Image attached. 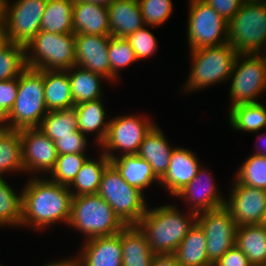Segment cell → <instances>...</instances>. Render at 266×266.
I'll return each instance as SVG.
<instances>
[{
  "label": "cell",
  "mask_w": 266,
  "mask_h": 266,
  "mask_svg": "<svg viewBox=\"0 0 266 266\" xmlns=\"http://www.w3.org/2000/svg\"><path fill=\"white\" fill-rule=\"evenodd\" d=\"M22 188L21 227L38 233L52 225L68 226L73 194L68 186L45 177H28Z\"/></svg>",
  "instance_id": "cell-1"
},
{
  "label": "cell",
  "mask_w": 266,
  "mask_h": 266,
  "mask_svg": "<svg viewBox=\"0 0 266 266\" xmlns=\"http://www.w3.org/2000/svg\"><path fill=\"white\" fill-rule=\"evenodd\" d=\"M196 220V213L165 203L148 206L136 226L146 237L154 254H169L175 253Z\"/></svg>",
  "instance_id": "cell-2"
},
{
  "label": "cell",
  "mask_w": 266,
  "mask_h": 266,
  "mask_svg": "<svg viewBox=\"0 0 266 266\" xmlns=\"http://www.w3.org/2000/svg\"><path fill=\"white\" fill-rule=\"evenodd\" d=\"M190 52L189 74L181 87V94L199 92L221 83H227L238 53L229 43L204 47Z\"/></svg>",
  "instance_id": "cell-3"
},
{
  "label": "cell",
  "mask_w": 266,
  "mask_h": 266,
  "mask_svg": "<svg viewBox=\"0 0 266 266\" xmlns=\"http://www.w3.org/2000/svg\"><path fill=\"white\" fill-rule=\"evenodd\" d=\"M48 112L44 97V70L27 67L18 77L14 106L1 126L13 130L38 128Z\"/></svg>",
  "instance_id": "cell-4"
},
{
  "label": "cell",
  "mask_w": 266,
  "mask_h": 266,
  "mask_svg": "<svg viewBox=\"0 0 266 266\" xmlns=\"http://www.w3.org/2000/svg\"><path fill=\"white\" fill-rule=\"evenodd\" d=\"M68 226L78 230L85 241L118 234L126 225L102 197L90 194L73 197Z\"/></svg>",
  "instance_id": "cell-5"
},
{
  "label": "cell",
  "mask_w": 266,
  "mask_h": 266,
  "mask_svg": "<svg viewBox=\"0 0 266 266\" xmlns=\"http://www.w3.org/2000/svg\"><path fill=\"white\" fill-rule=\"evenodd\" d=\"M227 40L238 54L266 52V0H244L228 21Z\"/></svg>",
  "instance_id": "cell-6"
},
{
  "label": "cell",
  "mask_w": 266,
  "mask_h": 266,
  "mask_svg": "<svg viewBox=\"0 0 266 266\" xmlns=\"http://www.w3.org/2000/svg\"><path fill=\"white\" fill-rule=\"evenodd\" d=\"M27 67L66 71L75 65V33L40 30L26 45Z\"/></svg>",
  "instance_id": "cell-7"
},
{
  "label": "cell",
  "mask_w": 266,
  "mask_h": 266,
  "mask_svg": "<svg viewBox=\"0 0 266 266\" xmlns=\"http://www.w3.org/2000/svg\"><path fill=\"white\" fill-rule=\"evenodd\" d=\"M97 194L112 207L126 226L136 225L150 205L146 194L129 185L111 163L103 171Z\"/></svg>",
  "instance_id": "cell-8"
},
{
  "label": "cell",
  "mask_w": 266,
  "mask_h": 266,
  "mask_svg": "<svg viewBox=\"0 0 266 266\" xmlns=\"http://www.w3.org/2000/svg\"><path fill=\"white\" fill-rule=\"evenodd\" d=\"M228 82L229 110L239 104L259 102L266 91V54H238Z\"/></svg>",
  "instance_id": "cell-9"
},
{
  "label": "cell",
  "mask_w": 266,
  "mask_h": 266,
  "mask_svg": "<svg viewBox=\"0 0 266 266\" xmlns=\"http://www.w3.org/2000/svg\"><path fill=\"white\" fill-rule=\"evenodd\" d=\"M135 114H121L110 119L106 138L98 148L109 159L138 154L145 135L156 123L146 114Z\"/></svg>",
  "instance_id": "cell-10"
},
{
  "label": "cell",
  "mask_w": 266,
  "mask_h": 266,
  "mask_svg": "<svg viewBox=\"0 0 266 266\" xmlns=\"http://www.w3.org/2000/svg\"><path fill=\"white\" fill-rule=\"evenodd\" d=\"M186 37L189 51L228 43V22L203 0H188Z\"/></svg>",
  "instance_id": "cell-11"
},
{
  "label": "cell",
  "mask_w": 266,
  "mask_h": 266,
  "mask_svg": "<svg viewBox=\"0 0 266 266\" xmlns=\"http://www.w3.org/2000/svg\"><path fill=\"white\" fill-rule=\"evenodd\" d=\"M196 223L205 234L208 260L215 265L235 246L237 224L224 206L197 214Z\"/></svg>",
  "instance_id": "cell-12"
},
{
  "label": "cell",
  "mask_w": 266,
  "mask_h": 266,
  "mask_svg": "<svg viewBox=\"0 0 266 266\" xmlns=\"http://www.w3.org/2000/svg\"><path fill=\"white\" fill-rule=\"evenodd\" d=\"M47 1H5L4 19L10 42L25 46L40 31Z\"/></svg>",
  "instance_id": "cell-13"
},
{
  "label": "cell",
  "mask_w": 266,
  "mask_h": 266,
  "mask_svg": "<svg viewBox=\"0 0 266 266\" xmlns=\"http://www.w3.org/2000/svg\"><path fill=\"white\" fill-rule=\"evenodd\" d=\"M19 132L24 172L28 177H45L54 168L57 160L55 142L39 128H26Z\"/></svg>",
  "instance_id": "cell-14"
},
{
  "label": "cell",
  "mask_w": 266,
  "mask_h": 266,
  "mask_svg": "<svg viewBox=\"0 0 266 266\" xmlns=\"http://www.w3.org/2000/svg\"><path fill=\"white\" fill-rule=\"evenodd\" d=\"M224 207L237 226L259 225L266 209V190L239 183L232 178Z\"/></svg>",
  "instance_id": "cell-15"
},
{
  "label": "cell",
  "mask_w": 266,
  "mask_h": 266,
  "mask_svg": "<svg viewBox=\"0 0 266 266\" xmlns=\"http://www.w3.org/2000/svg\"><path fill=\"white\" fill-rule=\"evenodd\" d=\"M203 165L197 175L173 198H179L185 209L196 214L223 207L225 196L219 190L211 170ZM215 180V181H214Z\"/></svg>",
  "instance_id": "cell-16"
},
{
  "label": "cell",
  "mask_w": 266,
  "mask_h": 266,
  "mask_svg": "<svg viewBox=\"0 0 266 266\" xmlns=\"http://www.w3.org/2000/svg\"><path fill=\"white\" fill-rule=\"evenodd\" d=\"M111 35L75 34V66L102 75L111 85L108 44Z\"/></svg>",
  "instance_id": "cell-17"
},
{
  "label": "cell",
  "mask_w": 266,
  "mask_h": 266,
  "mask_svg": "<svg viewBox=\"0 0 266 266\" xmlns=\"http://www.w3.org/2000/svg\"><path fill=\"white\" fill-rule=\"evenodd\" d=\"M195 153L184 146H176L173 149L169 168L159 180V185L164 187L172 198L192 181L202 166Z\"/></svg>",
  "instance_id": "cell-18"
},
{
  "label": "cell",
  "mask_w": 266,
  "mask_h": 266,
  "mask_svg": "<svg viewBox=\"0 0 266 266\" xmlns=\"http://www.w3.org/2000/svg\"><path fill=\"white\" fill-rule=\"evenodd\" d=\"M82 243L78 253L76 252L81 266H123L121 231L112 236L95 237Z\"/></svg>",
  "instance_id": "cell-19"
},
{
  "label": "cell",
  "mask_w": 266,
  "mask_h": 266,
  "mask_svg": "<svg viewBox=\"0 0 266 266\" xmlns=\"http://www.w3.org/2000/svg\"><path fill=\"white\" fill-rule=\"evenodd\" d=\"M103 98L75 105L78 121V130L87 138L94 136L93 143L98 148L104 142L110 119ZM93 134V135H92ZM97 134V135H96Z\"/></svg>",
  "instance_id": "cell-20"
},
{
  "label": "cell",
  "mask_w": 266,
  "mask_h": 266,
  "mask_svg": "<svg viewBox=\"0 0 266 266\" xmlns=\"http://www.w3.org/2000/svg\"><path fill=\"white\" fill-rule=\"evenodd\" d=\"M167 138L160 126L155 124L145 135L137 154L151 165L159 180L169 168L170 156L176 147L174 144L172 146Z\"/></svg>",
  "instance_id": "cell-21"
},
{
  "label": "cell",
  "mask_w": 266,
  "mask_h": 266,
  "mask_svg": "<svg viewBox=\"0 0 266 266\" xmlns=\"http://www.w3.org/2000/svg\"><path fill=\"white\" fill-rule=\"evenodd\" d=\"M73 33L111 35L108 6L74 0Z\"/></svg>",
  "instance_id": "cell-22"
},
{
  "label": "cell",
  "mask_w": 266,
  "mask_h": 266,
  "mask_svg": "<svg viewBox=\"0 0 266 266\" xmlns=\"http://www.w3.org/2000/svg\"><path fill=\"white\" fill-rule=\"evenodd\" d=\"M111 36L125 38L145 24L138 0H115L108 6Z\"/></svg>",
  "instance_id": "cell-23"
},
{
  "label": "cell",
  "mask_w": 266,
  "mask_h": 266,
  "mask_svg": "<svg viewBox=\"0 0 266 266\" xmlns=\"http://www.w3.org/2000/svg\"><path fill=\"white\" fill-rule=\"evenodd\" d=\"M110 163L129 185L137 187L145 194L148 188L154 186V183L159 186V179L154 174L151 165L137 154L110 159Z\"/></svg>",
  "instance_id": "cell-24"
},
{
  "label": "cell",
  "mask_w": 266,
  "mask_h": 266,
  "mask_svg": "<svg viewBox=\"0 0 266 266\" xmlns=\"http://www.w3.org/2000/svg\"><path fill=\"white\" fill-rule=\"evenodd\" d=\"M68 76L74 105L104 98L101 83L110 84L102 75L75 65L68 70Z\"/></svg>",
  "instance_id": "cell-25"
},
{
  "label": "cell",
  "mask_w": 266,
  "mask_h": 266,
  "mask_svg": "<svg viewBox=\"0 0 266 266\" xmlns=\"http://www.w3.org/2000/svg\"><path fill=\"white\" fill-rule=\"evenodd\" d=\"M121 246L123 266H151L155 254L136 225H128L121 230Z\"/></svg>",
  "instance_id": "cell-26"
},
{
  "label": "cell",
  "mask_w": 266,
  "mask_h": 266,
  "mask_svg": "<svg viewBox=\"0 0 266 266\" xmlns=\"http://www.w3.org/2000/svg\"><path fill=\"white\" fill-rule=\"evenodd\" d=\"M97 151V157L89 156L68 186L73 197L97 194L103 171L110 164V159L100 149Z\"/></svg>",
  "instance_id": "cell-27"
},
{
  "label": "cell",
  "mask_w": 266,
  "mask_h": 266,
  "mask_svg": "<svg viewBox=\"0 0 266 266\" xmlns=\"http://www.w3.org/2000/svg\"><path fill=\"white\" fill-rule=\"evenodd\" d=\"M44 97L48 111L74 107L68 70H44Z\"/></svg>",
  "instance_id": "cell-28"
},
{
  "label": "cell",
  "mask_w": 266,
  "mask_h": 266,
  "mask_svg": "<svg viewBox=\"0 0 266 266\" xmlns=\"http://www.w3.org/2000/svg\"><path fill=\"white\" fill-rule=\"evenodd\" d=\"M235 246L252 266H266V229L260 224L237 226Z\"/></svg>",
  "instance_id": "cell-29"
},
{
  "label": "cell",
  "mask_w": 266,
  "mask_h": 266,
  "mask_svg": "<svg viewBox=\"0 0 266 266\" xmlns=\"http://www.w3.org/2000/svg\"><path fill=\"white\" fill-rule=\"evenodd\" d=\"M12 173L25 174L20 132L0 125V176Z\"/></svg>",
  "instance_id": "cell-30"
},
{
  "label": "cell",
  "mask_w": 266,
  "mask_h": 266,
  "mask_svg": "<svg viewBox=\"0 0 266 266\" xmlns=\"http://www.w3.org/2000/svg\"><path fill=\"white\" fill-rule=\"evenodd\" d=\"M180 266H213L207 256L206 238L195 223L175 251Z\"/></svg>",
  "instance_id": "cell-31"
},
{
  "label": "cell",
  "mask_w": 266,
  "mask_h": 266,
  "mask_svg": "<svg viewBox=\"0 0 266 266\" xmlns=\"http://www.w3.org/2000/svg\"><path fill=\"white\" fill-rule=\"evenodd\" d=\"M228 113L227 123L232 132L254 134L266 129V114L260 102L233 106Z\"/></svg>",
  "instance_id": "cell-32"
},
{
  "label": "cell",
  "mask_w": 266,
  "mask_h": 266,
  "mask_svg": "<svg viewBox=\"0 0 266 266\" xmlns=\"http://www.w3.org/2000/svg\"><path fill=\"white\" fill-rule=\"evenodd\" d=\"M74 0H48L41 18L40 30L51 33H73Z\"/></svg>",
  "instance_id": "cell-33"
},
{
  "label": "cell",
  "mask_w": 266,
  "mask_h": 266,
  "mask_svg": "<svg viewBox=\"0 0 266 266\" xmlns=\"http://www.w3.org/2000/svg\"><path fill=\"white\" fill-rule=\"evenodd\" d=\"M10 185L0 176V228H21L22 189L19 192Z\"/></svg>",
  "instance_id": "cell-34"
},
{
  "label": "cell",
  "mask_w": 266,
  "mask_h": 266,
  "mask_svg": "<svg viewBox=\"0 0 266 266\" xmlns=\"http://www.w3.org/2000/svg\"><path fill=\"white\" fill-rule=\"evenodd\" d=\"M38 128L53 141L59 137L73 136L78 131L75 108L49 111Z\"/></svg>",
  "instance_id": "cell-35"
},
{
  "label": "cell",
  "mask_w": 266,
  "mask_h": 266,
  "mask_svg": "<svg viewBox=\"0 0 266 266\" xmlns=\"http://www.w3.org/2000/svg\"><path fill=\"white\" fill-rule=\"evenodd\" d=\"M108 56L111 66V84H114L115 81L117 84V81L122 78L119 76L121 69L124 70L125 67L128 68L139 62L126 38L111 36L108 44Z\"/></svg>",
  "instance_id": "cell-36"
},
{
  "label": "cell",
  "mask_w": 266,
  "mask_h": 266,
  "mask_svg": "<svg viewBox=\"0 0 266 266\" xmlns=\"http://www.w3.org/2000/svg\"><path fill=\"white\" fill-rule=\"evenodd\" d=\"M243 161L234 178L243 185L266 190V157L252 153Z\"/></svg>",
  "instance_id": "cell-37"
},
{
  "label": "cell",
  "mask_w": 266,
  "mask_h": 266,
  "mask_svg": "<svg viewBox=\"0 0 266 266\" xmlns=\"http://www.w3.org/2000/svg\"><path fill=\"white\" fill-rule=\"evenodd\" d=\"M26 68L25 46L11 42L0 49V81L18 78Z\"/></svg>",
  "instance_id": "cell-38"
},
{
  "label": "cell",
  "mask_w": 266,
  "mask_h": 266,
  "mask_svg": "<svg viewBox=\"0 0 266 266\" xmlns=\"http://www.w3.org/2000/svg\"><path fill=\"white\" fill-rule=\"evenodd\" d=\"M89 156L80 153L58 155L54 168L46 177L60 185L69 186Z\"/></svg>",
  "instance_id": "cell-39"
},
{
  "label": "cell",
  "mask_w": 266,
  "mask_h": 266,
  "mask_svg": "<svg viewBox=\"0 0 266 266\" xmlns=\"http://www.w3.org/2000/svg\"><path fill=\"white\" fill-rule=\"evenodd\" d=\"M144 24L151 27H160L173 14L172 0H138Z\"/></svg>",
  "instance_id": "cell-40"
},
{
  "label": "cell",
  "mask_w": 266,
  "mask_h": 266,
  "mask_svg": "<svg viewBox=\"0 0 266 266\" xmlns=\"http://www.w3.org/2000/svg\"><path fill=\"white\" fill-rule=\"evenodd\" d=\"M148 27L151 28V26L144 25L142 28L125 37L134 50L138 61L151 58L159 50V41Z\"/></svg>",
  "instance_id": "cell-41"
},
{
  "label": "cell",
  "mask_w": 266,
  "mask_h": 266,
  "mask_svg": "<svg viewBox=\"0 0 266 266\" xmlns=\"http://www.w3.org/2000/svg\"><path fill=\"white\" fill-rule=\"evenodd\" d=\"M89 138H87L81 131H76L73 136H65L57 138L55 142L56 151L58 155L63 154H89Z\"/></svg>",
  "instance_id": "cell-42"
},
{
  "label": "cell",
  "mask_w": 266,
  "mask_h": 266,
  "mask_svg": "<svg viewBox=\"0 0 266 266\" xmlns=\"http://www.w3.org/2000/svg\"><path fill=\"white\" fill-rule=\"evenodd\" d=\"M18 91V78L0 81V125L13 108Z\"/></svg>",
  "instance_id": "cell-43"
},
{
  "label": "cell",
  "mask_w": 266,
  "mask_h": 266,
  "mask_svg": "<svg viewBox=\"0 0 266 266\" xmlns=\"http://www.w3.org/2000/svg\"><path fill=\"white\" fill-rule=\"evenodd\" d=\"M213 7L227 22L240 10L244 0H203Z\"/></svg>",
  "instance_id": "cell-44"
},
{
  "label": "cell",
  "mask_w": 266,
  "mask_h": 266,
  "mask_svg": "<svg viewBox=\"0 0 266 266\" xmlns=\"http://www.w3.org/2000/svg\"><path fill=\"white\" fill-rule=\"evenodd\" d=\"M213 266H252L247 256L236 246L229 249Z\"/></svg>",
  "instance_id": "cell-45"
},
{
  "label": "cell",
  "mask_w": 266,
  "mask_h": 266,
  "mask_svg": "<svg viewBox=\"0 0 266 266\" xmlns=\"http://www.w3.org/2000/svg\"><path fill=\"white\" fill-rule=\"evenodd\" d=\"M151 266H180L174 253L155 254Z\"/></svg>",
  "instance_id": "cell-46"
},
{
  "label": "cell",
  "mask_w": 266,
  "mask_h": 266,
  "mask_svg": "<svg viewBox=\"0 0 266 266\" xmlns=\"http://www.w3.org/2000/svg\"><path fill=\"white\" fill-rule=\"evenodd\" d=\"M41 266H81L78 257L75 254V257H65L61 260H53L52 262L44 263Z\"/></svg>",
  "instance_id": "cell-47"
},
{
  "label": "cell",
  "mask_w": 266,
  "mask_h": 266,
  "mask_svg": "<svg viewBox=\"0 0 266 266\" xmlns=\"http://www.w3.org/2000/svg\"><path fill=\"white\" fill-rule=\"evenodd\" d=\"M253 135L254 136L256 135V140H255L256 142H254V143H258L259 142L257 145H255L254 154H258V155H262V156L266 157V147H265L266 146V129H265V133L264 132L263 133L262 132H260V133L257 132V133H254ZM261 142H262L263 145L261 144Z\"/></svg>",
  "instance_id": "cell-48"
},
{
  "label": "cell",
  "mask_w": 266,
  "mask_h": 266,
  "mask_svg": "<svg viewBox=\"0 0 266 266\" xmlns=\"http://www.w3.org/2000/svg\"><path fill=\"white\" fill-rule=\"evenodd\" d=\"M10 39L8 36V30L6 27V22L5 20L0 21V49H3L6 47L8 44H10Z\"/></svg>",
  "instance_id": "cell-49"
},
{
  "label": "cell",
  "mask_w": 266,
  "mask_h": 266,
  "mask_svg": "<svg viewBox=\"0 0 266 266\" xmlns=\"http://www.w3.org/2000/svg\"><path fill=\"white\" fill-rule=\"evenodd\" d=\"M78 1H84V2H90V3H97L105 6H109L112 4L115 0H78Z\"/></svg>",
  "instance_id": "cell-50"
},
{
  "label": "cell",
  "mask_w": 266,
  "mask_h": 266,
  "mask_svg": "<svg viewBox=\"0 0 266 266\" xmlns=\"http://www.w3.org/2000/svg\"><path fill=\"white\" fill-rule=\"evenodd\" d=\"M5 1L6 0H0V21L5 20L4 19V13H5Z\"/></svg>",
  "instance_id": "cell-51"
},
{
  "label": "cell",
  "mask_w": 266,
  "mask_h": 266,
  "mask_svg": "<svg viewBox=\"0 0 266 266\" xmlns=\"http://www.w3.org/2000/svg\"><path fill=\"white\" fill-rule=\"evenodd\" d=\"M260 225L266 229V209H265L264 216H263V219H262Z\"/></svg>",
  "instance_id": "cell-52"
},
{
  "label": "cell",
  "mask_w": 266,
  "mask_h": 266,
  "mask_svg": "<svg viewBox=\"0 0 266 266\" xmlns=\"http://www.w3.org/2000/svg\"><path fill=\"white\" fill-rule=\"evenodd\" d=\"M261 104H262V106H263V109H264V111H265V114H266V104L264 103V102H261V101H259ZM264 103V104H263Z\"/></svg>",
  "instance_id": "cell-53"
}]
</instances>
